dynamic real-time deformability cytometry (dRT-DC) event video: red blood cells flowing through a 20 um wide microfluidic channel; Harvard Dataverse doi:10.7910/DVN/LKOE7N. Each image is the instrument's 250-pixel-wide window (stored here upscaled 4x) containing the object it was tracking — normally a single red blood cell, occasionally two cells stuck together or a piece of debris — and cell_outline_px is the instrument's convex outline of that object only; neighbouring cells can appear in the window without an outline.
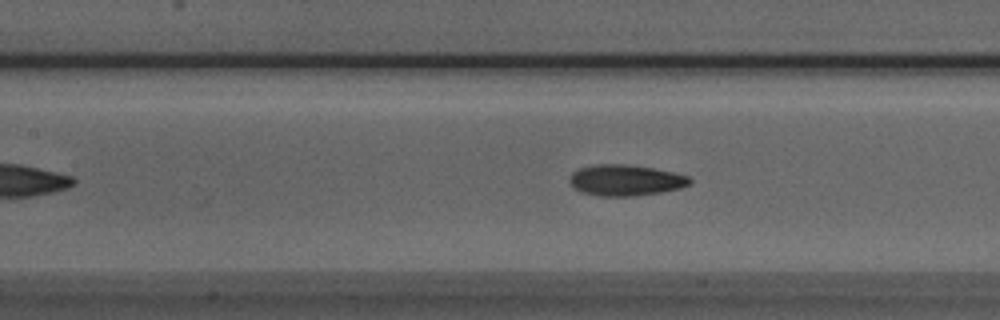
{"species": "Egyptian fruit bat (a non-hibernating species)", "species_latin": "Rousettus aegyptiacus", "temperature_condition": "room temperature", "stored_images_in_passage": 23, "camera_frame_rate_fps": 3000, "um_per_image_px": 0.085, "animal": {"sex": "male"}, "frame": {"image": 1, "passage_image": 17, "time_ms": 5.333, "image_size_px": [1000, 320], "cell_outline_px": [[692, 180], [688, 184], [680, 188], [660, 192], [632, 196], [600, 196], [580, 192], [568, 180], [572, 172], [580, 168], [596, 164], [624, 164], [652, 168], [672, 172], [688, 176]], "centroid_in_image_um": [53.14, 15.32], "position_along_channel_um": 154.3, "area_um2": 21.5}}